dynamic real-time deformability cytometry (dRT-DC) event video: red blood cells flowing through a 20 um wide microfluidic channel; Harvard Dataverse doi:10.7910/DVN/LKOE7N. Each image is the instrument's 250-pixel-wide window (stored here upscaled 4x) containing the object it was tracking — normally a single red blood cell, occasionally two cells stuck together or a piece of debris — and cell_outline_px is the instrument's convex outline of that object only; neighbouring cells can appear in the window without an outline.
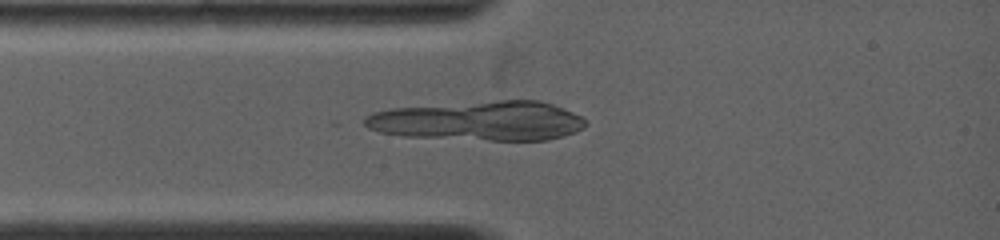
{"species": "common noctule bat (a hibernating species)", "species_latin": "Nyctalus noctula", "temperature_condition": "warm", "stored_images_in_passage": 2, "segment_of_instrument_passage": [1, 2], "camera_frame_rate_fps": 5000, "um_per_image_px": 0.085, "animal": {"sex": "female", "body_mass_g": 19.0, "forearm_length_mm": 53.3}, "frame": {"image": 1, "passage_image": 1, "time_ms": 0.0, "image_size_px": [1000, 240], "cell_outline_px": [[224, 24], [148, 32], [80, 32], [72, 24], [80, 12], [208, 12], [220, 20]], "centroid_in_image_um": [12.06, 1.82], "position_along_channel_um": 72.9, "area_um2": 18.55}}